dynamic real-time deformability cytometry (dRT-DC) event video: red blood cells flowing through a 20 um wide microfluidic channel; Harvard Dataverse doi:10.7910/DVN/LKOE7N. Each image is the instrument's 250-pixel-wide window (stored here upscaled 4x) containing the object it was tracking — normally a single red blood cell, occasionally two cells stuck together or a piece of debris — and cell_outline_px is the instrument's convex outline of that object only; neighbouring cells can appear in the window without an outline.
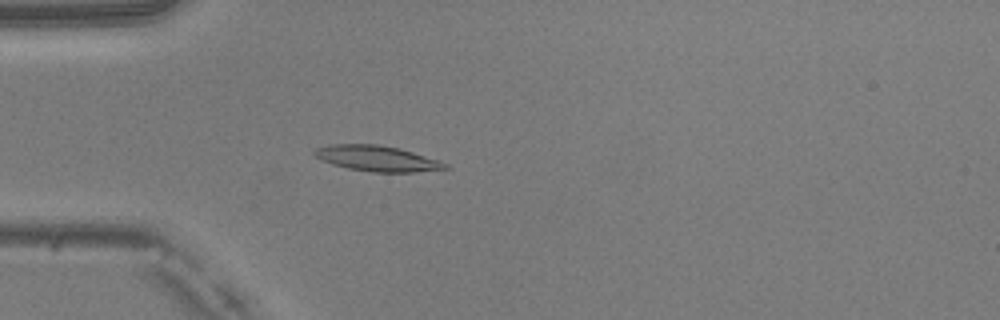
{"species": "common noctule bat (a hibernating species)", "species_latin": "Nyctalus noctula", "temperature_condition": "warm", "stored_images_in_passage": 39, "camera_frame_rate_fps": 3000, "um_per_image_px": 0.085, "animal": {"sex": "male", "body_mass_g": 20.5, "forearm_length_mm": 52.5}, "frame": {"image": 1, "passage_image": 15, "time_ms": 4.667, "image_size_px": [1000, 320], "cell_outline_px": [[452, 168], [412, 172], [372, 172], [348, 168], [332, 164], [316, 156], [312, 152], [316, 148], [328, 144], [376, 144], [400, 148], [448, 164]], "centroid_in_image_um": [32.04, 13.46], "position_along_channel_um": 53.0, "area_um2": 19.31}}
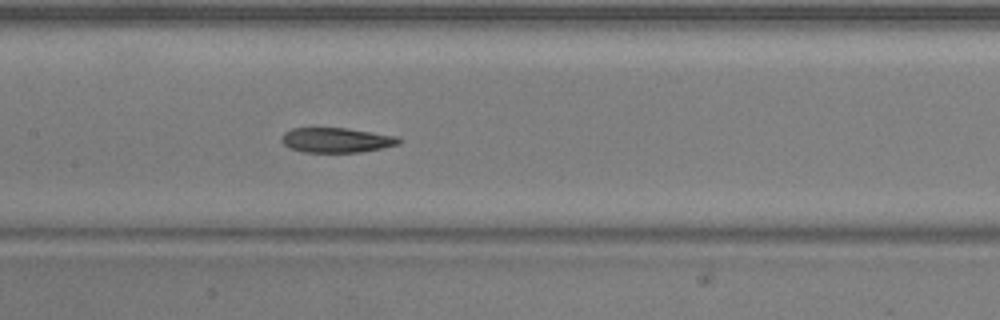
{"frame": {"image": 2, "passage_image": 25, "time_ms": 8.0, "image_size_px": [1000, 320], "cell_outline_px": [[404, 140], [400, 144], [384, 148], [360, 152], [304, 152], [288, 148], [280, 140], [284, 132], [292, 128], [344, 128], [400, 136]], "centroid_in_image_um": [28.64, 11.91], "position_along_channel_um": 178.8, "area_um2": 17.22}}
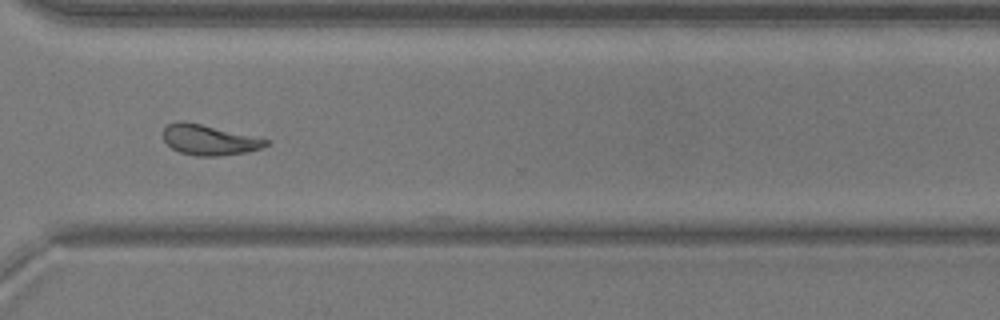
{"frame": {"image": 3, "passage_image": 38, "time_ms": 12.333, "image_size_px": [1000, 320], "cell_outline_px": [[272, 140], [268, 144], [260, 148], [248, 152], [220, 156], [196, 156], [180, 152], [172, 148], [164, 140], [164, 128], [168, 124], [176, 120], [184, 120]], "centroid_in_image_um": [17.78, 11.88], "position_along_channel_um": 352.8, "area_um2": 18.26}}